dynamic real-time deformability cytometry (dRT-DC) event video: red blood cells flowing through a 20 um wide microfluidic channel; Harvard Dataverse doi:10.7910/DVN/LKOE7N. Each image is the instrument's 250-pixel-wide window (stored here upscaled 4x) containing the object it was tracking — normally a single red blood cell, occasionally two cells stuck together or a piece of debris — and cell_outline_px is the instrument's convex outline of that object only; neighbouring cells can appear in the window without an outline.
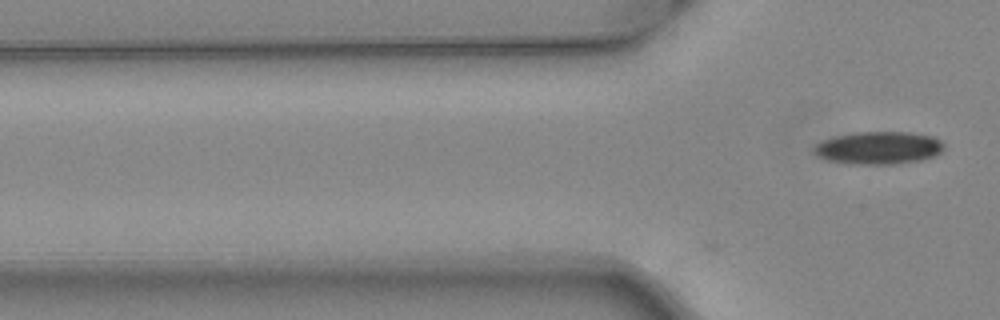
{"species": "common noctule bat (a hibernating species)", "species_latin": "Nyctalus noctula", "temperature_condition": "warm", "stored_images_in_passage": 4, "camera_frame_rate_fps": 3000, "um_per_image_px": 0.085, "animal": {"sex": "female", "body_mass_g": 24.6, "forearm_length_mm": 56.2}, "frame": {"image": 1, "passage_image": 4, "time_ms": 1.0, "image_size_px": [1000, 320], "cell_outline_px": [[944, 148], [936, 156], [924, 160], [900, 164], [848, 164], [828, 160], [816, 156], [812, 152], [812, 148], [816, 144], [824, 140], [836, 136], [856, 132], [908, 132], [932, 136], [940, 140], [944, 144]], "centroid_in_image_um": [74.69, 12.58], "position_along_channel_um": 51.1, "area_um2": 25.09}}